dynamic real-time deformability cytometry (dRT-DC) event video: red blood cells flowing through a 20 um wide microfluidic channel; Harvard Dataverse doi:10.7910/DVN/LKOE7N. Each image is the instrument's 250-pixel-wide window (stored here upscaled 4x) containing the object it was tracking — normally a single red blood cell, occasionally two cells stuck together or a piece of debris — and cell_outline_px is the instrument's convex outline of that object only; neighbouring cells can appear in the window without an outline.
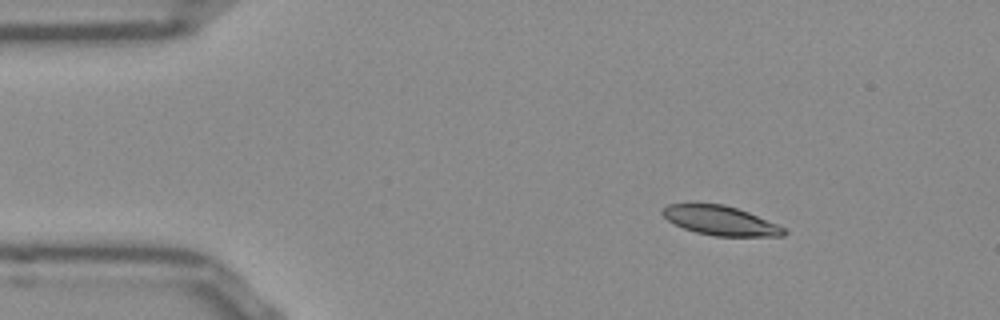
{"species": "Egyptian fruit bat (a non-hibernating species)", "species_latin": "Rousettus aegyptiacus", "temperature_condition": "room temperature", "stored_images_in_passage": 46, "camera_frame_rate_fps": 3000, "um_per_image_px": 0.085, "frame": {"image": 1, "passage_image": 1, "time_ms": 0.0, "image_size_px": [1000, 320], "cell_outline_px": [[784, 232], [776, 236], [720, 236], [700, 232], [676, 224], [664, 216], [664, 208], [672, 204], [720, 204], [736, 208], [756, 216], [784, 228]], "centroid_in_image_um": [61.24, 18.74], "position_along_channel_um": 23.8, "area_um2": 19.42}}
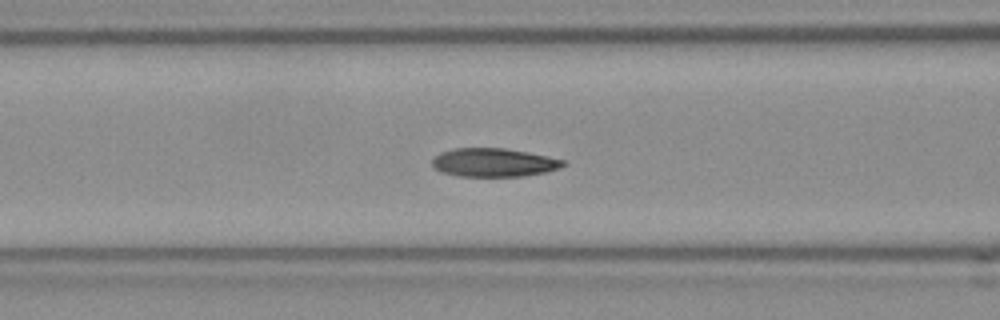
{"frame": {"image": 2, "passage_image": 14, "time_ms": 4.333, "image_size_px": [1000, 320], "cell_outline_px": [[564, 164], [540, 172], [516, 176], [468, 176], [448, 172], [436, 168], [432, 164], [432, 160], [444, 152], [460, 148], [500, 148], [560, 160]], "centroid_in_image_um": [41.86, 13.81], "position_along_channel_um": 124.7, "area_um2": 19.94}}
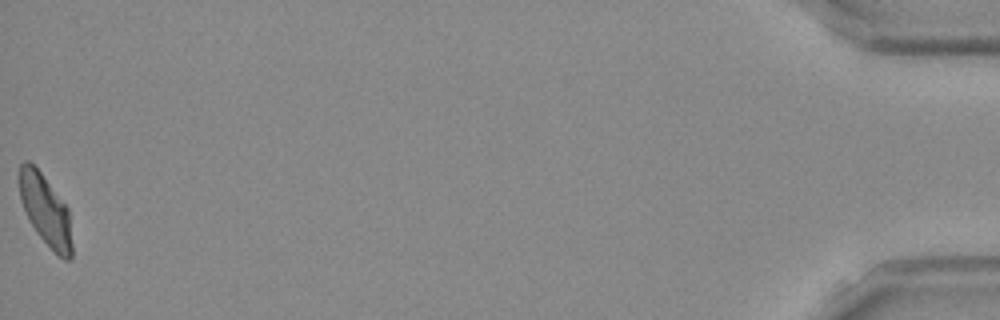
{"frame": {"image": 3, "passage_image": 46, "time_ms": 15.0, "image_size_px": [1000, 320], "cell_outline_px": [[72, 256], [68, 260], [60, 256], [44, 240], [32, 224], [24, 208], [20, 196], [20, 164], [32, 164], [40, 172], [64, 204], [68, 212], [72, 248]], "centroid_in_image_um": [3.88, 17.89], "position_along_channel_um": 431.3, "area_um2": 20.29}, "authors_computed_cell_mechanics": {"area_um2": 19.7965, "velocity_mm_per_s": 3.8626, "shape_relaxation_time_tau1_ms": 6.3758, "shape_relaxation_time_tau2_ms": 2.8666, "deformation_change_tau1": 0.1804, "deformation_change_tau2": 0.0527}}